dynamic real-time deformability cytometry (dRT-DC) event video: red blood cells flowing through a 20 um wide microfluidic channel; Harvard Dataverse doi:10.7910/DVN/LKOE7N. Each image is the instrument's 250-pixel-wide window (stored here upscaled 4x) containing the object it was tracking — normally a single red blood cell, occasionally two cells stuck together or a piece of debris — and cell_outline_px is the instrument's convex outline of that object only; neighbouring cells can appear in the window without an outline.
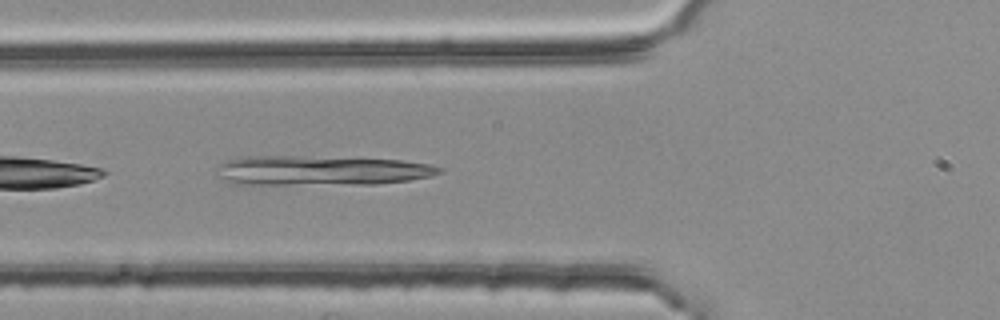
{"species": "common noctule bat (a hibernating species)", "species_latin": "Nyctalus noctula", "temperature_condition": "room temperature", "stored_images_in_passage": 37, "camera_frame_rate_fps": 3000, "um_per_image_px": 0.085, "animal": {"sex": "female", "body_mass_g": 25.1}, "frame": {"image": 1, "passage_image": 4, "time_ms": 1.0, "image_size_px": [1000, 320], "cell_outline_px": [[444, 172], [432, 176], [408, 180], [376, 184], [232, 184], [216, 176], [216, 172], [220, 164], [228, 160], [244, 156], [296, 156], [404, 160], [432, 164], [444, 168]], "centroid_in_image_um": [27.32, 14.49], "position_along_channel_um": 98.5, "area_um2": 38.73}}
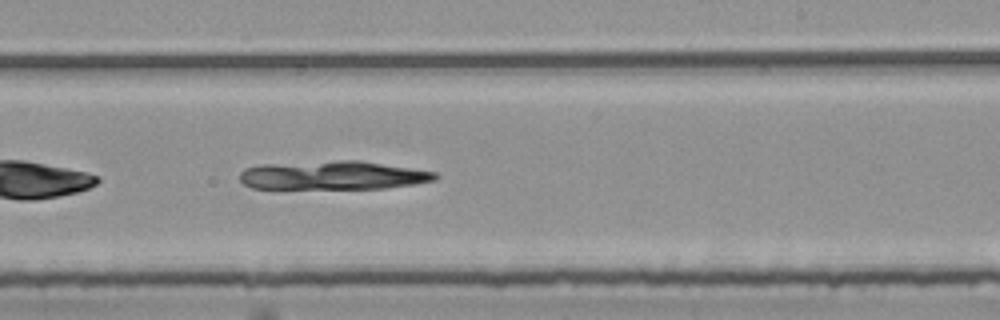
{"frame": {"image": 2, "passage_image": 17, "time_ms": 5.333, "image_size_px": [1000, 320], "cell_outline_px": [[440, 176], [436, 180], [412, 184], [384, 188], [252, 188], [244, 184], [240, 180], [240, 172], [244, 168], [260, 164], [340, 160], [360, 160], [436, 172]], "centroid_in_image_um": [28.29, 14.89], "position_along_channel_um": 260.7, "area_um2": 32.6}}
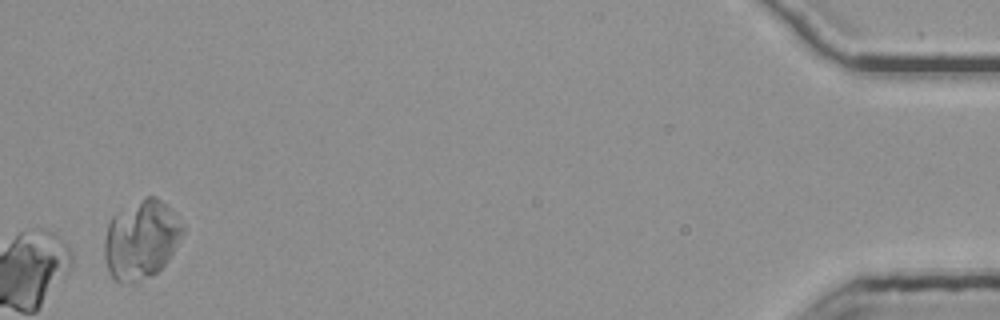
{"frame": {"image": 3, "passage_image": 37, "time_ms": 12.0, "image_size_px": [1000, 320], "cell_outline_px": [[184, 232], [168, 260], [156, 272], [132, 284], [120, 284], [108, 272], [104, 256], [104, 240], [108, 224], [112, 216], [144, 196], [156, 196], [176, 212], [184, 224]], "centroid_in_image_um": [12.0, 20.35], "position_along_channel_um": 423.2, "area_um2": 36.3}}